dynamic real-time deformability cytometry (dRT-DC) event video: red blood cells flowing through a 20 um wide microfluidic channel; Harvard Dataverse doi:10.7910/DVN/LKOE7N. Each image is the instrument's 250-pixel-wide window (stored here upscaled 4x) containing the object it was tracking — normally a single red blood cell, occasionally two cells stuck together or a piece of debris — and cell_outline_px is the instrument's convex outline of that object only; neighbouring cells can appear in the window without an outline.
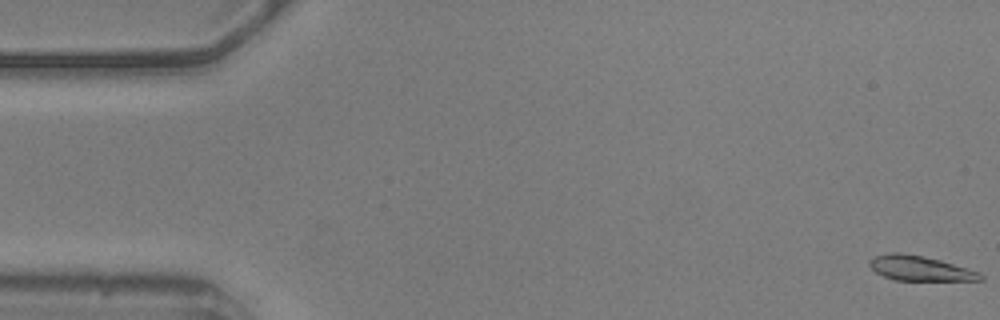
{"species": "common noctule bat (a hibernating species)", "species_latin": "Nyctalus noctula", "temperature_condition": "warm", "stored_images_in_passage": 16, "camera_frame_rate_fps": 3000, "um_per_image_px": 0.085, "animal": {"sex": "male", "body_mass_g": 20.5, "forearm_length_mm": 52.5}, "frame": {"image": 1, "passage_image": 1, "time_ms": 0.0, "image_size_px": [1000, 320], "cell_outline_px": [[984, 280], [896, 280], [884, 276], [876, 272], [868, 264], [868, 260], [872, 256], [892, 252], [900, 252], [940, 260], [980, 272], [984, 276]], "centroid_in_image_um": [78.17, 22.8], "position_along_channel_um": 6.8, "area_um2": 15.95}}
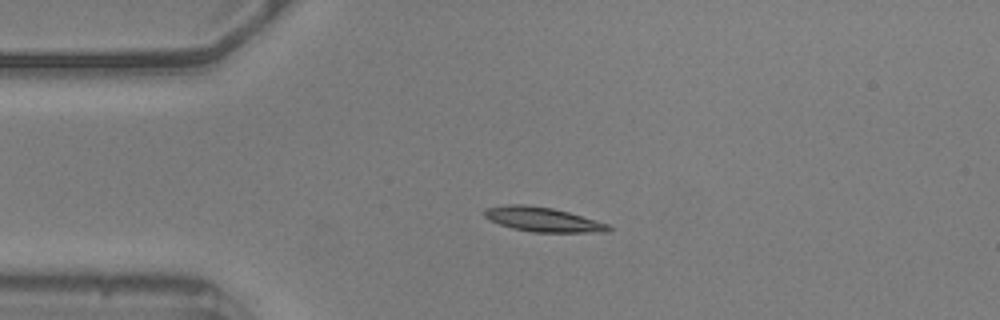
{"frame": {"image": 2, "passage_image": 13, "time_ms": 4.0, "image_size_px": [1000, 320], "cell_outline_px": [[612, 228], [608, 232], [532, 232], [512, 228], [500, 224], [484, 216], [484, 212], [488, 208], [508, 204], [524, 204], [552, 208], [568, 212], [608, 224]], "centroid_in_image_um": [46.15, 18.66], "position_along_channel_um": 38.8, "area_um2": 17.4}}